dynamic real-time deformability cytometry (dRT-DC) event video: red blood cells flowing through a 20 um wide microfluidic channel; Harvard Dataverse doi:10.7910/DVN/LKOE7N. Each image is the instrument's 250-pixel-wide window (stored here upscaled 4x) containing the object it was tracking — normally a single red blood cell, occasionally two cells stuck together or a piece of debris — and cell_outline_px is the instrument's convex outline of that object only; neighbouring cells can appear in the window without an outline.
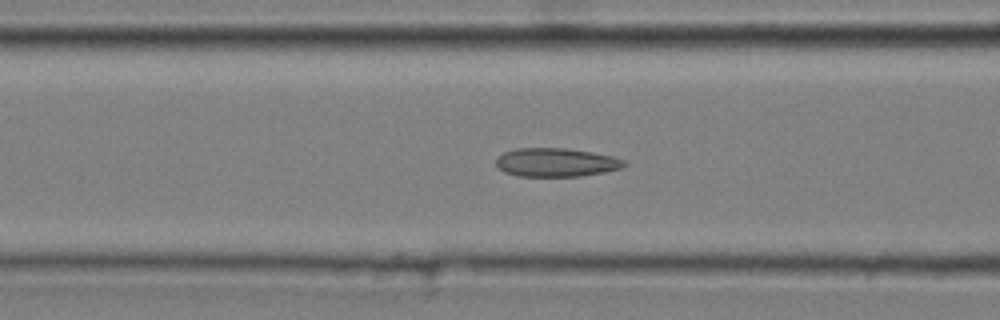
{"species": "common noctule bat (a hibernating species)", "species_latin": "Nyctalus noctula", "temperature_condition": "cold", "stored_images_in_passage": 42, "camera_frame_rate_fps": 3000, "um_per_image_px": 0.085, "animal": {"sex": "male", "body_mass_g": 20.4}, "frame": {"image": 1, "passage_image": 21, "time_ms": 6.667, "image_size_px": [1000, 320], "cell_outline_px": [[628, 164], [624, 168], [604, 172], [580, 176], [516, 176], [504, 172], [496, 168], [496, 160], [504, 152], [516, 148], [568, 148], [592, 152], [612, 156], [624, 160]], "centroid_in_image_um": [47.28, 13.8], "position_along_channel_um": 119.3, "area_um2": 21.56}}
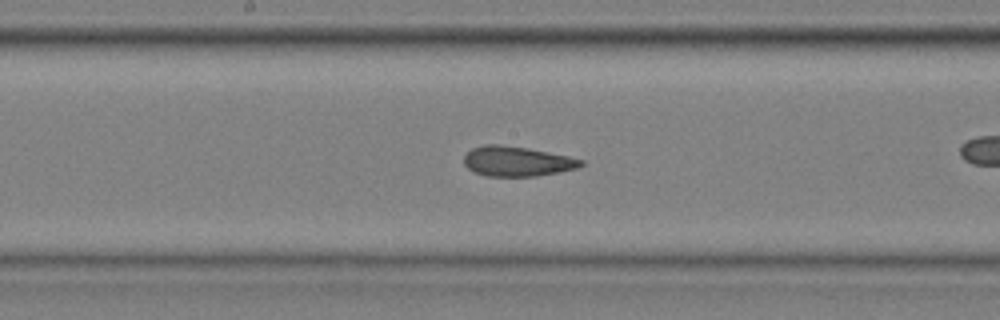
{"frame": {"image": 2, "passage_image": 28, "time_ms": 9.0, "image_size_px": [1000, 320], "cell_outline_px": [[584, 164], [580, 168], [560, 172], [536, 176], [484, 176], [472, 172], [464, 164], [464, 156], [472, 148], [484, 144], [500, 144], [528, 148], [568, 156], [584, 160]], "centroid_in_image_um": [43.95, 13.72], "position_along_channel_um": 204.3, "area_um2": 20.63}}
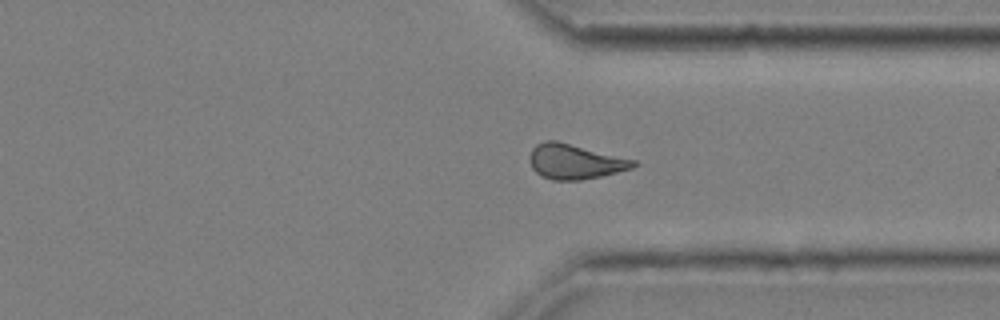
{"frame": {"image": 3, "passage_image": 41, "time_ms": 13.333, "image_size_px": [1000, 320], "cell_outline_px": [[640, 164], [632, 168], [600, 176], [580, 180], [552, 180], [540, 176], [532, 168], [532, 148], [536, 144], [544, 140], [556, 140], [636, 160]], "centroid_in_image_um": [48.89, 13.73], "position_along_channel_um": 362.5, "area_um2": 20.92}}